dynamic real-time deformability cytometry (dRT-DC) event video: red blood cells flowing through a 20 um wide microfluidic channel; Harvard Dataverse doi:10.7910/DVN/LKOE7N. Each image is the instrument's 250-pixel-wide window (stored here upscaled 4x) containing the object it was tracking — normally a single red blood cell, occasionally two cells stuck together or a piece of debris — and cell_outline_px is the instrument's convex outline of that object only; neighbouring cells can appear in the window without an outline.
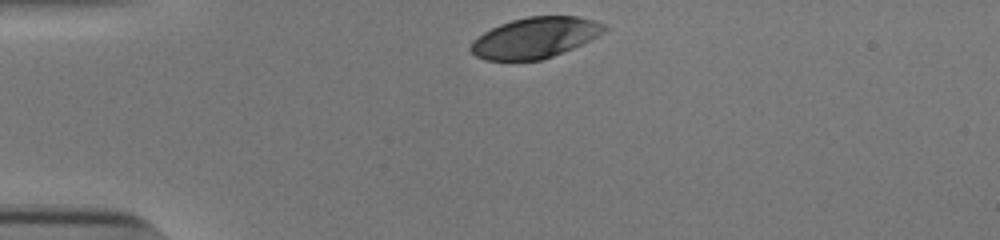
{"species": "human", "species_latin": "Homo sapiens", "temperature_condition": "cold", "stored_images_in_passage": 31, "camera_frame_rate_fps": 3000, "um_per_image_px": 0.085, "donor": {"sex": "male"}, "frame": {"image": 1, "passage_image": 1, "time_ms": 0.0, "image_size_px": [1000, 240], "cell_outline_px": [[608, 28], [604, 32], [572, 48], [552, 56], [540, 60], [484, 60], [476, 56], [468, 48], [472, 40], [484, 32], [500, 24], [512, 20], [528, 16], [576, 16], [592, 20], [604, 24]], "centroid_in_image_um": [45.43, 3.2], "position_along_channel_um": 39.6, "area_um2": 31.39}}
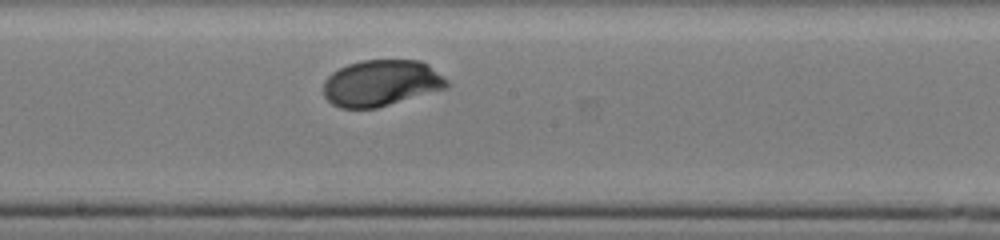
{"frame": {"image": 2, "passage_image": 18, "time_ms": 5.667, "image_size_px": [1000, 240], "cell_outline_px": [[448, 88], [376, 108], [340, 108], [332, 104], [324, 96], [324, 80], [332, 72], [348, 64], [360, 60], [420, 60], [428, 64], [444, 76], [448, 80]], "centroid_in_image_um": [32.41, 7.05], "position_along_channel_um": 215.8, "area_um2": 33.41}}
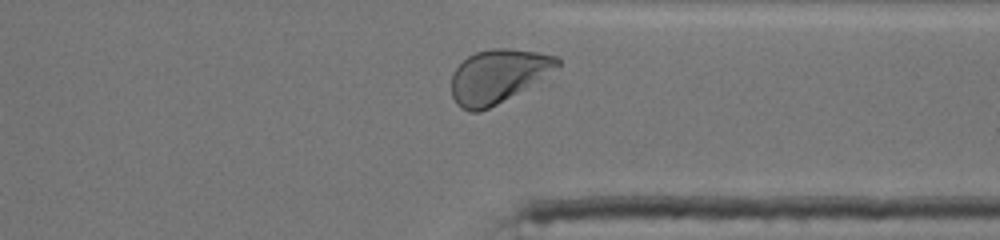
{"frame": {"image": 3, "passage_image": 30, "time_ms": 9.667, "image_size_px": [1000, 240], "cell_outline_px": [[560, 64], [496, 104], [480, 112], [468, 112], [460, 108], [456, 104], [452, 96], [452, 72], [468, 56], [476, 52], [496, 48], [504, 48], [536, 52], [560, 56]], "centroid_in_image_um": [42.23, 6.46], "position_along_channel_um": 369.2, "area_um2": 31.91}, "authors_computed_cell_mechanics": {"area_um2": 33.1194, "velocity_mm_per_s": 3.8161, "shape_relaxation_time_tau1_ms": 2.2811, "shape_relaxation_time_tau2_ms": null, "deformation_change_tau1": 0.147, "deformation_change_tau2": null}}